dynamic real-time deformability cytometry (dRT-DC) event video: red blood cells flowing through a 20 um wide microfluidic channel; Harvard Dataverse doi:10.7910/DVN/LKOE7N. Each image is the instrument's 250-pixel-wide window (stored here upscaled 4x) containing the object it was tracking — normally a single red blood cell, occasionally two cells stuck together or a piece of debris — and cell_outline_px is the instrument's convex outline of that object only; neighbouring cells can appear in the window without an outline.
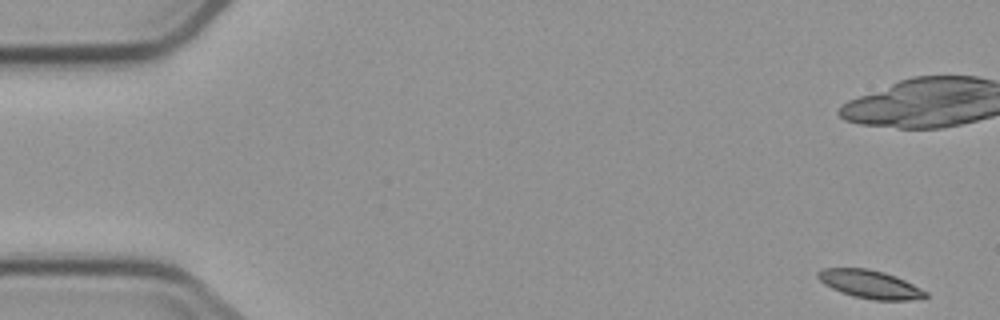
{"species": "common noctule bat (a hibernating species)", "species_latin": "Nyctalus noctula", "temperature_condition": "cold", "stored_images_in_passage": 6, "camera_frame_rate_fps": 3000, "um_per_image_px": 0.085, "animal": {"sex": "male", "body_mass_g": 23.1, "forearm_length_mm": 52.7}, "frame": {"image": 1, "passage_image": 1, "time_ms": 0.0, "image_size_px": [1000, 320], "cell_outline_px": [[928, 296], [908, 300], [872, 300], [840, 292], [824, 284], [816, 276], [816, 272], [824, 268], [868, 268], [884, 272], [904, 280], [928, 292]], "centroid_in_image_um": [73.92, 24.15], "position_along_channel_um": 11.1, "area_um2": 17.51}}